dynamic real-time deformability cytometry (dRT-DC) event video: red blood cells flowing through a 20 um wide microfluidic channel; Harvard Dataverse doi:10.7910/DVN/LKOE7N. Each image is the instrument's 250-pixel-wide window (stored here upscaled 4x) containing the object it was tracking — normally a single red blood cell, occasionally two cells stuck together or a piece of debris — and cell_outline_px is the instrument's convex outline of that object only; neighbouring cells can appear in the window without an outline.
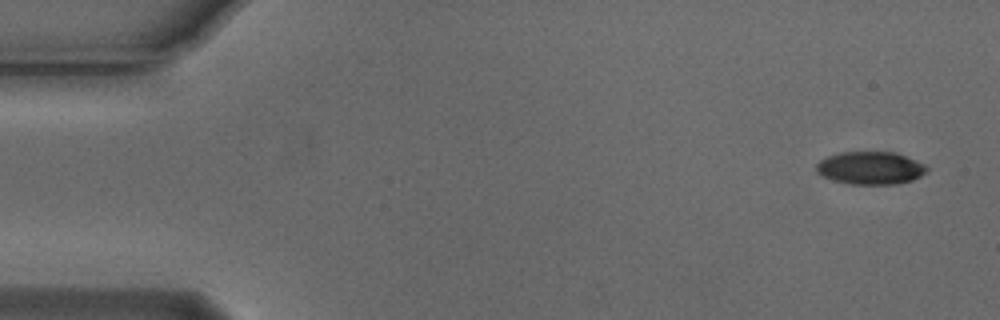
{"species": "Egyptian fruit bat (a non-hibernating species)", "species_latin": "Rousettus aegyptiacus", "temperature_condition": "cold", "stored_images_in_passage": 4, "camera_frame_rate_fps": 3000, "um_per_image_px": 0.085, "animal": {"sex": "male"}, "frame": {"image": 1, "passage_image": 1, "time_ms": 0.0, "image_size_px": [1000, 320], "cell_outline_px": [[928, 172], [912, 180], [896, 184], [848, 184], [832, 180], [816, 172], [816, 164], [820, 160], [828, 156], [840, 152], [896, 152], [916, 160], [924, 164], [928, 168]], "centroid_in_image_um": [73.99, 14.28], "position_along_channel_um": 11.0, "area_um2": 21.21}}
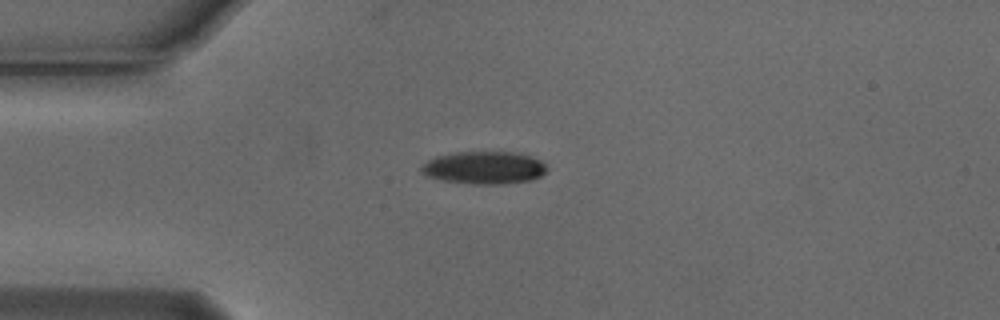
{"frame": {"image": 2, "passage_image": 4, "time_ms": 1.0, "image_size_px": [1000, 320], "cell_outline_px": [[548, 168], [540, 176], [532, 180], [504, 184], [472, 184], [444, 180], [424, 176], [420, 172], [420, 168], [428, 160], [436, 156], [456, 152], [512, 152], [528, 156], [540, 160]], "centroid_in_image_um": [41.12, 14.26], "position_along_channel_um": 43.9, "area_um2": 23.81}}